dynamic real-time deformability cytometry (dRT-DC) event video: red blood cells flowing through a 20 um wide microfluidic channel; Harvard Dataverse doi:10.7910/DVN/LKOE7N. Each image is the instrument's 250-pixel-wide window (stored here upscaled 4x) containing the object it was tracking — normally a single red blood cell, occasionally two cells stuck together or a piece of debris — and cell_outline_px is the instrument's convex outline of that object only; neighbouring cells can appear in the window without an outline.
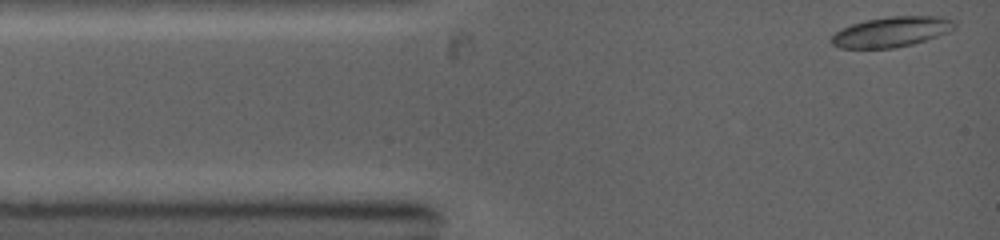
{"species": "common noctule bat (a hibernating species)", "species_latin": "Nyctalus noctula", "temperature_condition": "warm", "stored_images_in_passage": 20, "camera_frame_rate_fps": 5000, "um_per_image_px": 0.085, "animal": {"sex": "female", "body_mass_g": 19.0, "forearm_length_mm": 53.3}, "frame": {"image": 1, "passage_image": 1, "time_ms": 0.0, "image_size_px": [1000, 240], "cell_outline_px": [[956, 28], [948, 32], [912, 44], [892, 48], [840, 48], [832, 44], [832, 36], [836, 32], [852, 24], [864, 20], [888, 16], [940, 16], [956, 20]], "centroid_in_image_um": [75.82, 2.69], "position_along_channel_um": 9.2, "area_um2": 21.62}}
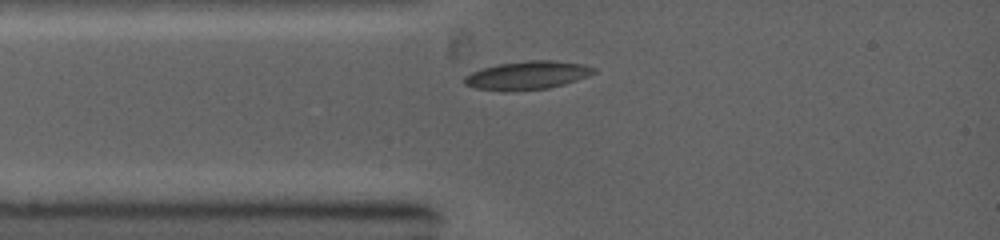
{"frame": {"image": 2, "passage_image": 15, "time_ms": 1.8, "image_size_px": [1000, 240], "cell_outline_px": [[596, 72], [588, 76], [564, 84], [548, 88], [512, 92], [504, 92], [476, 88], [464, 84], [464, 76], [480, 68], [496, 64], [528, 60], [556, 60], [584, 64], [596, 68]], "centroid_in_image_um": [44.81, 6.4], "position_along_channel_um": 40.2, "area_um2": 21.79}}